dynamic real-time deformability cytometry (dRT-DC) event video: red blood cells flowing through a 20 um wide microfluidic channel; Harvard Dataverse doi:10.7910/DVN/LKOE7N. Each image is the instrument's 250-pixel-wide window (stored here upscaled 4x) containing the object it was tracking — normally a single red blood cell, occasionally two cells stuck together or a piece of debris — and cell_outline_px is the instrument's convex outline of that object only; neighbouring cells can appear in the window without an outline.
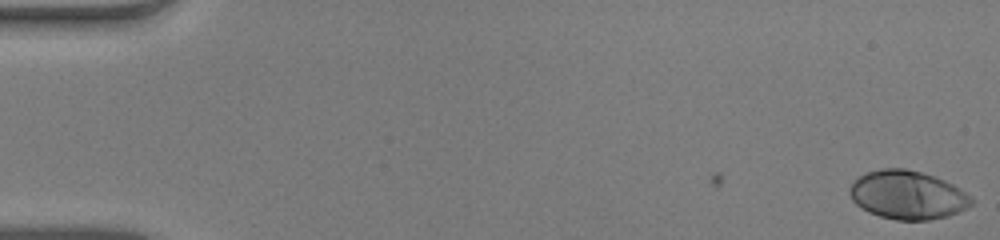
{"species": "human", "species_latin": "Homo sapiens", "temperature_condition": "warm", "stored_images_in_passage": 53, "camera_frame_rate_fps": 3000, "um_per_image_px": 0.085, "donor": {"sex": "male"}, "frame": {"image": 1, "passage_image": 1, "time_ms": 0.0, "image_size_px": [1000, 240], "cell_outline_px": [[972, 204], [968, 208], [948, 216], [928, 220], [896, 220], [880, 216], [868, 212], [860, 208], [852, 200], [848, 192], [848, 188], [852, 180], [868, 172], [884, 168], [904, 168], [936, 176], [960, 188], [972, 196]], "centroid_in_image_um": [77.13, 16.57], "position_along_channel_um": 7.9, "area_um2": 34.74}}
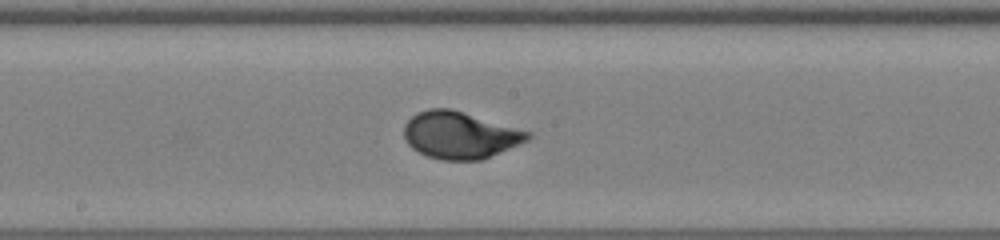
{"frame": {"image": 2, "passage_image": 29, "time_ms": 9.333, "image_size_px": [1000, 240], "cell_outline_px": [[532, 136], [528, 140], [480, 160], [444, 160], [428, 156], [412, 148], [408, 144], [404, 136], [404, 124], [416, 112], [428, 108], [452, 108], [532, 132]], "centroid_in_image_um": [39.08, 11.46], "position_along_channel_um": 209.1, "area_um2": 33.87}}
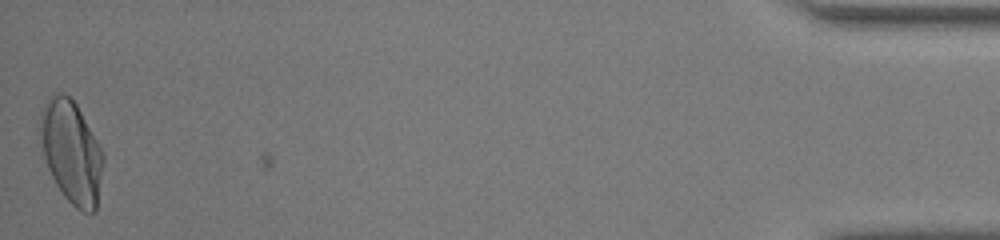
{"frame": {"image": 3, "passage_image": 53, "time_ms": 17.333, "image_size_px": [1000, 240], "cell_outline_px": [[104, 160], [96, 212], [84, 212], [76, 208], [64, 196], [56, 184], [48, 168], [44, 156], [40, 132], [40, 112], [48, 96], [56, 92], [60, 92], [68, 96], [76, 104], [104, 152]], "centroid_in_image_um": [6.08, 12.91], "position_along_channel_um": 429.1, "area_um2": 37.57}, "authors_computed_cell_mechanics": {"area_um2": 33.235, "velocity_mm_per_s": 3.9156, "shape_relaxation_time_tau1_ms": 3.5011, "shape_relaxation_time_tau2_ms": null, "deformation_change_tau1": 0.1905, "deformation_change_tau2": null}}